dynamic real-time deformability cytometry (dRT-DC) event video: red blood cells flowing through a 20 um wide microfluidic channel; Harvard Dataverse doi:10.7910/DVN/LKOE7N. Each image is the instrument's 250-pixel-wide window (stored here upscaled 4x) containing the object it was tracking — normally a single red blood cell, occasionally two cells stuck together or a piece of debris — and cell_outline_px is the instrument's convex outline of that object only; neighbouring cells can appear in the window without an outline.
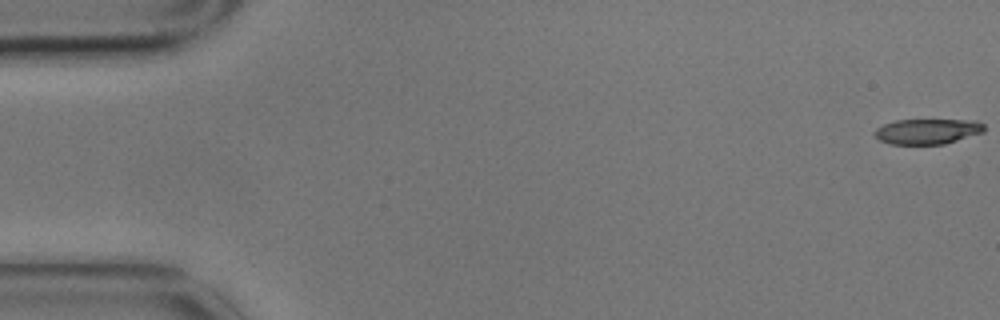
{"species": "common noctule bat (a hibernating species)", "species_latin": "Nyctalus noctula", "temperature_condition": "cold", "stored_images_in_passage": 5, "camera_frame_rate_fps": 3000, "um_per_image_px": 0.085, "animal": {"sex": "male", "body_mass_g": 17.9}, "frame": {"image": 1, "passage_image": 1, "time_ms": 0.0, "image_size_px": [1000, 320], "cell_outline_px": [[984, 132], [944, 144], [892, 144], [880, 140], [872, 132], [876, 128], [884, 124], [896, 120], [976, 120], [984, 124]], "centroid_in_image_um": [78.83, 11.16], "position_along_channel_um": 6.2, "area_um2": 16.13}}
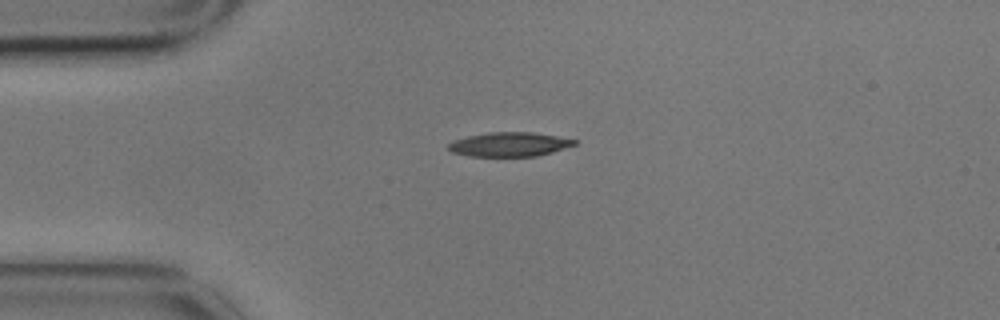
{"frame": {"image": 2, "passage_image": 4, "time_ms": 1.0, "image_size_px": [1000, 320], "cell_outline_px": [[576, 144], [552, 152], [536, 156], [472, 156], [452, 152], [448, 148], [448, 144], [452, 140], [468, 136], [488, 132], [532, 132], [556, 136], [576, 140]], "centroid_in_image_um": [43.27, 12.26], "position_along_channel_um": 41.7, "area_um2": 17.63}}